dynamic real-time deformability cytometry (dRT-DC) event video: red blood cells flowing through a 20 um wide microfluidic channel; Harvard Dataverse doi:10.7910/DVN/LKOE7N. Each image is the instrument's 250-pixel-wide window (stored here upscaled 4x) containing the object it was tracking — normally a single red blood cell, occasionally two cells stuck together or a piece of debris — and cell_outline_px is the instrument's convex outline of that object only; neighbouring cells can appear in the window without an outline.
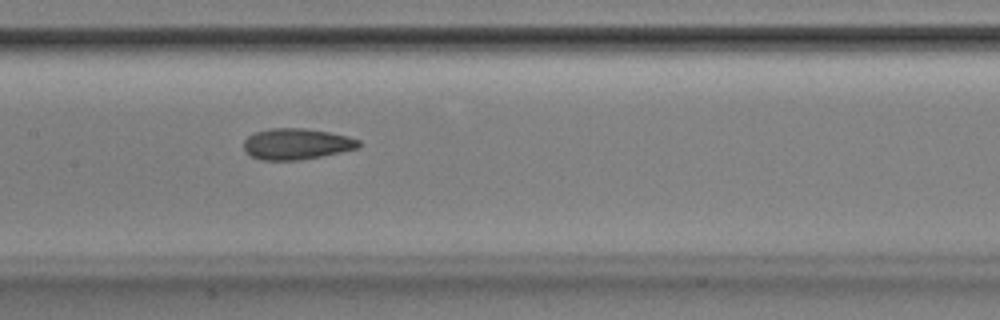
{"species": "Egyptian fruit bat (a non-hibernating species)", "species_latin": "Rousettus aegyptiacus", "temperature_condition": "room temperature", "stored_images_in_passage": 40, "camera_frame_rate_fps": 3000, "um_per_image_px": 0.085, "animal": {"sex": "male"}, "frame": {"image": 1, "passage_image": 14, "time_ms": 4.333, "image_size_px": [1000, 320], "cell_outline_px": [[360, 144], [356, 148], [340, 152], [320, 156], [296, 160], [260, 160], [252, 156], [244, 148], [244, 140], [252, 132], [268, 128], [304, 128], [328, 132], [348, 136], [360, 140]], "centroid_in_image_um": [25.17, 12.22], "position_along_channel_um": 182.2, "area_um2": 20.69}}
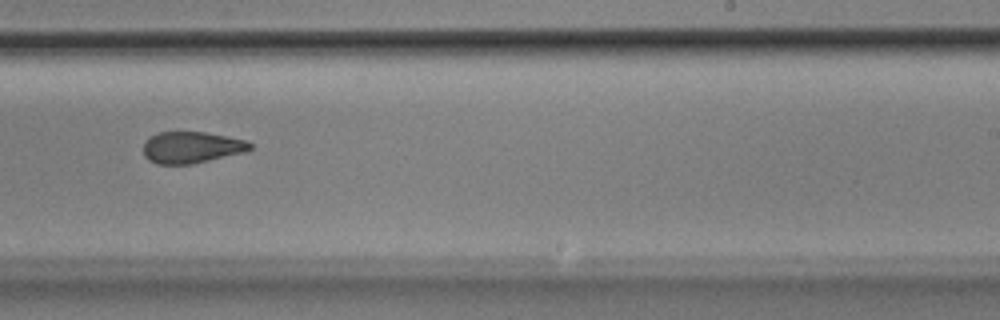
{"frame": {"image": 2, "passage_image": 21, "time_ms": 6.667, "image_size_px": [1000, 320], "cell_outline_px": [[252, 148], [244, 152], [192, 164], [156, 164], [148, 160], [144, 156], [144, 140], [156, 132], [204, 132], [248, 140], [252, 144]], "centroid_in_image_um": [16.25, 12.52], "position_along_channel_um": 272.7, "area_um2": 19.71}}
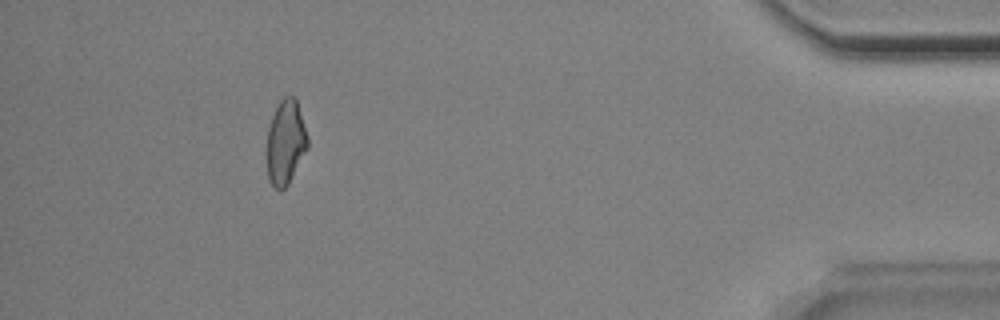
{"frame": {"image": 3, "passage_image": 36, "time_ms": 11.667, "image_size_px": [1000, 320], "cell_outline_px": [[308, 148], [288, 184], [280, 192], [268, 180], [264, 156], [268, 128], [272, 116], [280, 100], [284, 96], [296, 96], [308, 136]], "centroid_in_image_um": [24.24, 12.11], "position_along_channel_um": 411.0, "area_um2": 20.75}, "authors_computed_cell_mechanics": {"area_um2": 20.7502, "velocity_mm_per_s": 3.9054, "shape_relaxation_time_tau1_ms": 8.6721, "shape_relaxation_time_tau2_ms": 2.7023, "deformation_change_tau1": 0.1923, "deformation_change_tau2": 0.1011}}